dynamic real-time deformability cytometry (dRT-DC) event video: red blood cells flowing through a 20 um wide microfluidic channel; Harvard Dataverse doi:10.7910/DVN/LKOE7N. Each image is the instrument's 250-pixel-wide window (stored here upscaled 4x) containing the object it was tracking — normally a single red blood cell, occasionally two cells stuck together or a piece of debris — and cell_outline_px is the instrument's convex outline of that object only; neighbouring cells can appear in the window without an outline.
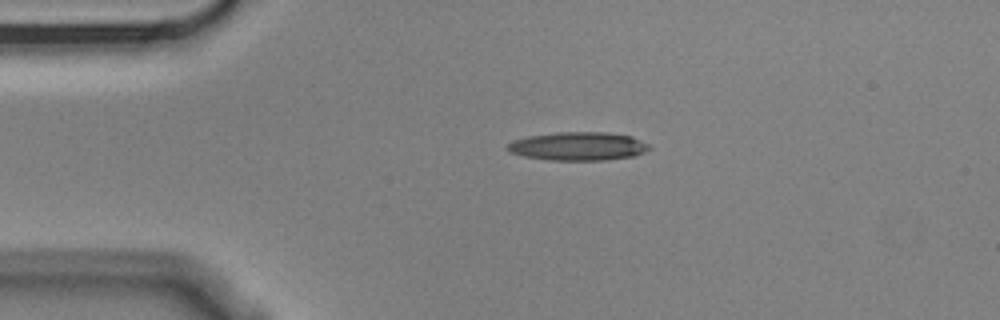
{"species": "Egyptian fruit bat (a non-hibernating species)", "species_latin": "Rousettus aegyptiacus", "temperature_condition": "cold", "stored_images_in_passage": 12, "camera_frame_rate_fps": 3000, "um_per_image_px": 0.085, "animal": {"sex": "male"}, "frame": {"image": 1, "passage_image": 1, "time_ms": 0.0, "image_size_px": [1000, 320], "cell_outline_px": [[652, 148], [636, 156], [604, 160], [548, 160], [524, 156], [512, 152], [504, 148], [512, 140], [528, 136], [556, 132], [608, 132], [632, 136], [648, 144]], "centroid_in_image_um": [49.15, 12.43], "position_along_channel_um": 35.8, "area_um2": 23.64}}
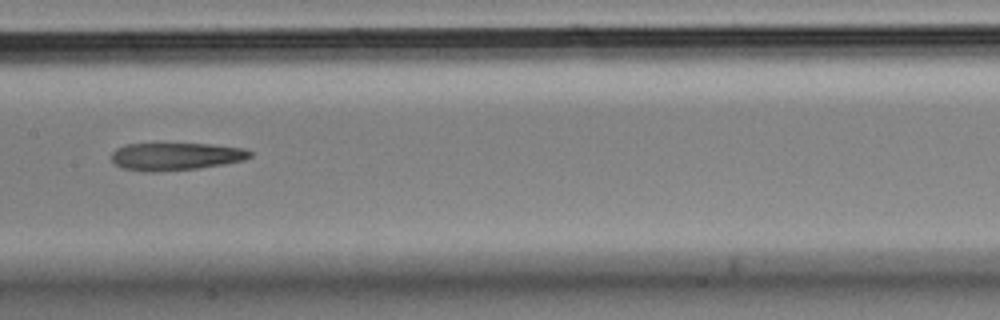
{"frame": {"image": 2, "passage_image": 5, "time_ms": 1.333, "image_size_px": [1000, 320], "cell_outline_px": [[252, 156], [244, 160], [224, 164], [200, 168], [156, 172], [144, 172], [120, 168], [112, 160], [112, 152], [116, 148], [128, 144], [208, 144], [244, 148], [252, 152]], "centroid_in_image_um": [14.93, 13.31], "position_along_channel_um": 192.5, "area_um2": 22.37}}
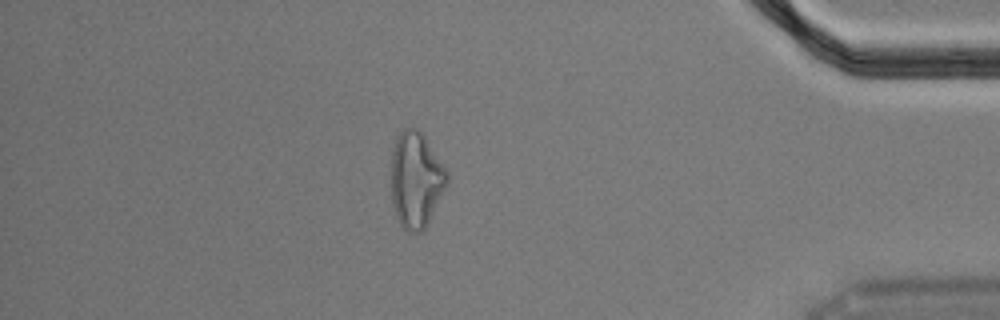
{"frame": {"image": 3, "passage_image": 11, "time_ms": 3.333, "image_size_px": [1000, 320], "cell_outline_px": [[448, 184], [428, 224], [420, 232], [408, 232], [400, 224], [396, 216], [392, 204], [392, 148], [396, 136], [404, 128], [416, 128], [424, 136], [448, 172]], "centroid_in_image_um": [35.36, 15.3], "position_along_channel_um": 399.8, "area_um2": 31.21}}